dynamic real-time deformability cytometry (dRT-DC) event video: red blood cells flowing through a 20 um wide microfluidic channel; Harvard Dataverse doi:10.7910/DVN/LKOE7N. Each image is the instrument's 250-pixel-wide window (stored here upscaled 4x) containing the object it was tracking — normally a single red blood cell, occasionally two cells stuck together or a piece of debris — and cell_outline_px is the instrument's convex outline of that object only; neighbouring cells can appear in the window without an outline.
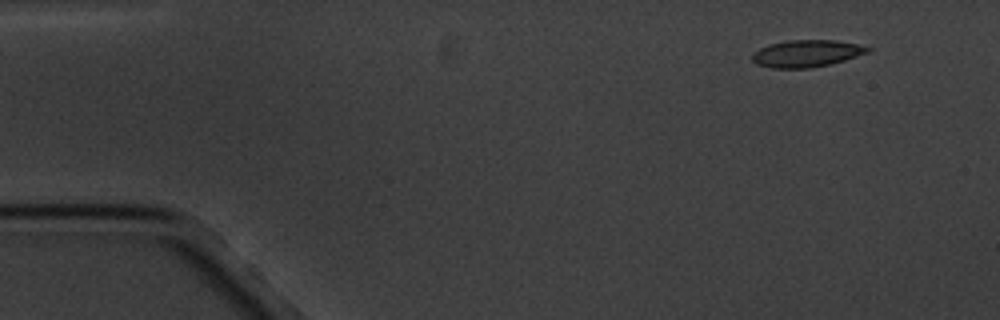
{"species": "common noctule bat (a hibernating species)", "species_latin": "Nyctalus noctula", "temperature_condition": "cold", "stored_images_in_passage": 5, "camera_frame_rate_fps": 3000, "um_per_image_px": 0.085, "animal": {"sex": "male", "body_mass_g": 20.1, "forearm_length_mm": 53.5}, "frame": {"image": 1, "passage_image": 2, "time_ms": 1.333, "image_size_px": [1000, 320], "cell_outline_px": [[872, 48], [868, 52], [844, 60], [828, 64], [808, 68], [772, 68], [756, 64], [752, 60], [752, 52], [768, 44], [788, 40], [836, 40], [856, 44]], "centroid_in_image_um": [68.5, 4.54], "position_along_channel_um": 16.5, "area_um2": 18.09}}